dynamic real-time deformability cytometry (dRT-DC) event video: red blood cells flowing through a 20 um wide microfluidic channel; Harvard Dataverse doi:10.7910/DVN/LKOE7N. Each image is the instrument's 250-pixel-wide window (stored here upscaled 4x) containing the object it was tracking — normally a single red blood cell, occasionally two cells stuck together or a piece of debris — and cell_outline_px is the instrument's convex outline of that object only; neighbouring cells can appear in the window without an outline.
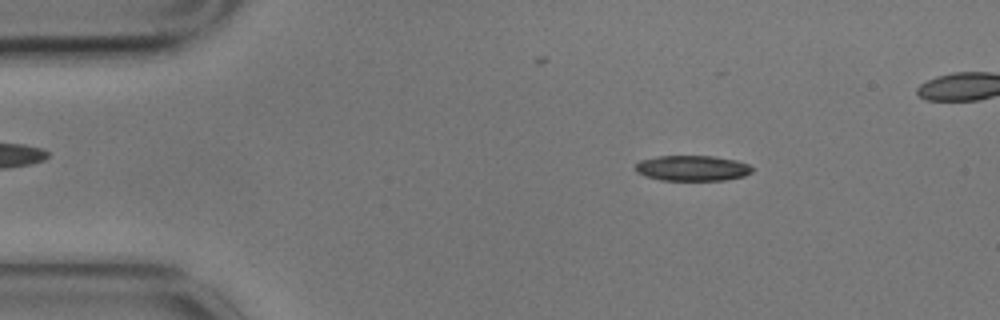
{"species": "common noctule bat (a hibernating species)", "species_latin": "Nyctalus noctula", "temperature_condition": "cold", "stored_images_in_passage": 5, "camera_frame_rate_fps": 3000, "um_per_image_px": 0.085, "animal": {"sex": "male", "body_mass_g": 17.9}, "frame": {"image": 1, "passage_image": 2, "time_ms": 0.333, "image_size_px": [1000, 320], "cell_outline_px": [[752, 172], [744, 176], [724, 180], [660, 180], [644, 176], [636, 172], [636, 164], [640, 160], [660, 156], [712, 156], [736, 160], [748, 164], [752, 168]], "centroid_in_image_um": [58.83, 14.3], "position_along_channel_um": 26.2, "area_um2": 17.28}}